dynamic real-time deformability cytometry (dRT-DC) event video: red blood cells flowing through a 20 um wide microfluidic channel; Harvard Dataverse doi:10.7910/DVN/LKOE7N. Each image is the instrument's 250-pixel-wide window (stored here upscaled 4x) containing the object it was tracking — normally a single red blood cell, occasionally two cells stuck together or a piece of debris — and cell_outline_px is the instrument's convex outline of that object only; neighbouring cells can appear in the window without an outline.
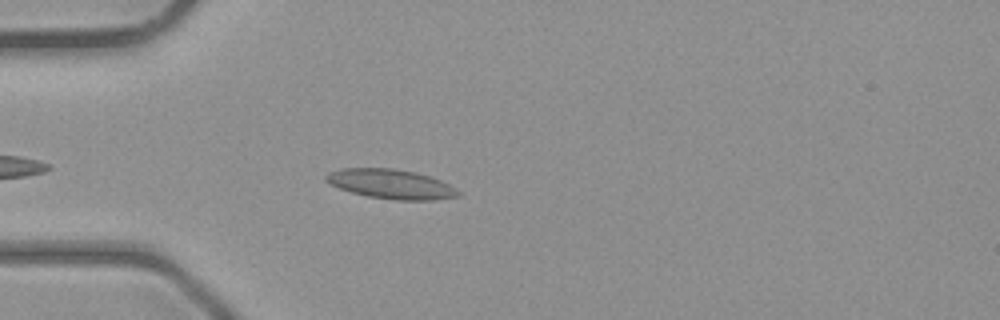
{"species": "common noctule bat (a hibernating species)", "species_latin": "Nyctalus noctula", "temperature_condition": "room temperature", "stored_images_in_passage": 37, "camera_frame_rate_fps": 3000, "um_per_image_px": 0.085, "animal": {"sex": "male", "body_mass_g": 23.1, "forearm_length_mm": 52.7}, "frame": {"image": 1, "passage_image": 5, "time_ms": 1.333, "image_size_px": [1000, 320], "cell_outline_px": [[460, 196], [432, 200], [396, 200], [368, 196], [352, 192], [340, 188], [324, 180], [324, 176], [328, 172], [340, 168], [392, 168], [416, 172], [440, 180], [456, 188], [460, 192]], "centroid_in_image_um": [33.22, 15.64], "position_along_channel_um": 51.8, "area_um2": 22.66}}
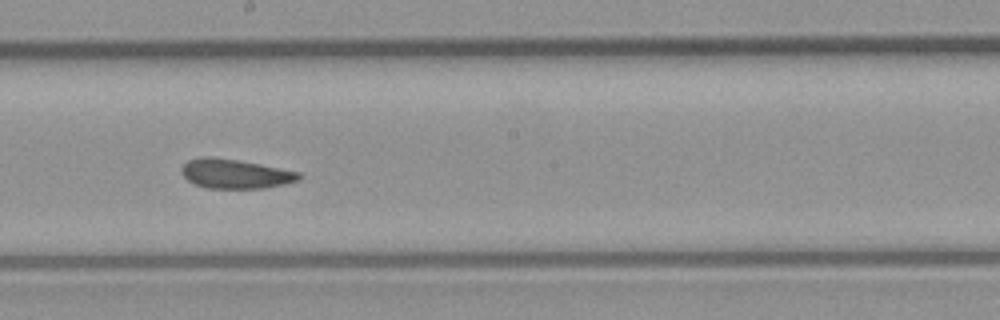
{"frame": {"image": 2, "passage_image": 18, "time_ms": 5.667, "image_size_px": [1000, 320], "cell_outline_px": [[304, 176], [300, 180], [284, 184], [264, 188], [208, 188], [196, 184], [188, 180], [180, 172], [180, 168], [188, 160], [200, 156], [212, 156], [260, 164], [300, 172]], "centroid_in_image_um": [20.0, 14.76], "position_along_channel_um": 228.2, "area_um2": 20.17}}
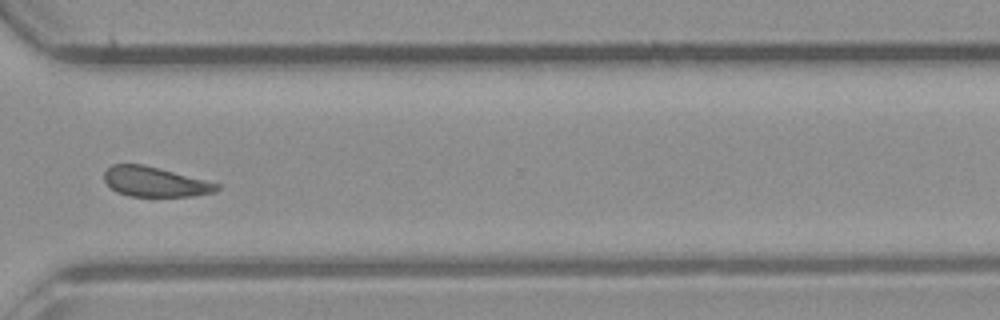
{"frame": {"image": 3, "passage_image": 27, "time_ms": 8.667, "image_size_px": [1000, 320], "cell_outline_px": [[220, 188], [216, 192], [196, 196], [128, 196], [116, 192], [104, 180], [104, 172], [112, 164], [144, 164], [160, 168], [220, 184]], "centroid_in_image_um": [13.18, 15.45], "position_along_channel_um": 357.4, "area_um2": 19.65}, "authors_computed_cell_mechanics": {"area_um2": 20.23, "velocity_mm_per_s": 4.3171, "shape_relaxation_time_tau1_ms": 8.1918, "shape_relaxation_time_tau2_ms": 4.9824, "deformation_change_tau1": 0.118, "deformation_change_tau2": 0.0932}}